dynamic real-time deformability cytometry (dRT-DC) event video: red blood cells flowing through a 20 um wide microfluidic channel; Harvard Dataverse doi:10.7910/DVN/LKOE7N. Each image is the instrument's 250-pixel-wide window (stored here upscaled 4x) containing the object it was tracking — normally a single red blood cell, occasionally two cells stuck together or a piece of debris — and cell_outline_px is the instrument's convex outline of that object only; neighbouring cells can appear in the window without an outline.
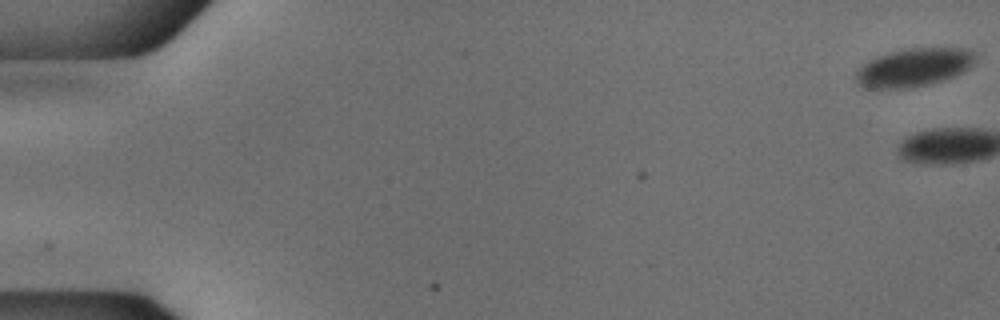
{"species": "common noctule bat (a hibernating species)", "species_latin": "Nyctalus noctula", "temperature_condition": "cold", "stored_images_in_passage": 2, "camera_frame_rate_fps": 3000, "um_per_image_px": 0.085, "animal": {"sex": "male", "body_mass_g": 18.8}, "frame": {"image": 1, "passage_image": 1, "time_ms": 0.0, "image_size_px": [1000, 320], "cell_outline_px": [[980, 52], [972, 64], [968, 68], [944, 80], [912, 88], [864, 88], [856, 84], [856, 72], [868, 60], [888, 52], [908, 48], [972, 48]], "centroid_in_image_um": [77.71, 5.72], "position_along_channel_um": 7.3, "area_um2": 26.88}}